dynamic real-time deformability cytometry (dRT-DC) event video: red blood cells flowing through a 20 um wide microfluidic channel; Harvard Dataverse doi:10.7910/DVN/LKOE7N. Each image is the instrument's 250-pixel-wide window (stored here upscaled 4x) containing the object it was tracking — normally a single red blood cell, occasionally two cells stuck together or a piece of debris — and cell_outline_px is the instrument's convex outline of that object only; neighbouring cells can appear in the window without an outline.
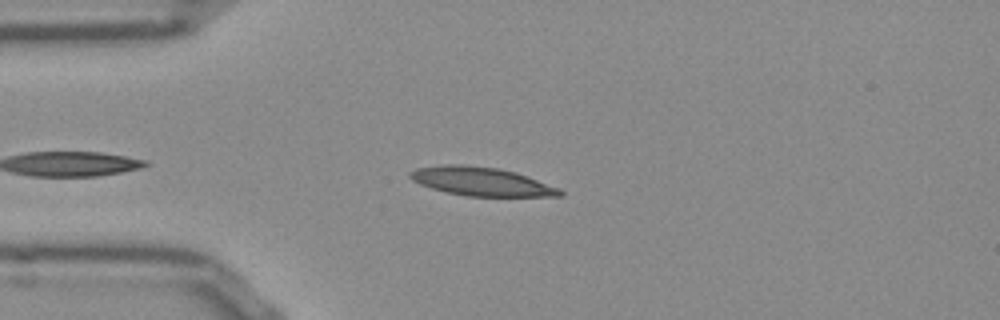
{"species": "Egyptian fruit bat (a non-hibernating species)", "species_latin": "Rousettus aegyptiacus", "temperature_condition": "room temperature", "stored_images_in_passage": 43, "camera_frame_rate_fps": 3000, "um_per_image_px": 0.085, "frame": {"image": 1, "passage_image": 7, "time_ms": 2.0, "image_size_px": [1000, 320], "cell_outline_px": [[564, 196], [468, 196], [448, 192], [432, 188], [420, 184], [412, 180], [408, 176], [408, 172], [416, 168], [444, 164], [464, 164], [500, 168], [516, 172], [560, 188], [564, 192]], "centroid_in_image_um": [40.92, 15.41], "position_along_channel_um": 44.1, "area_um2": 25.09}}
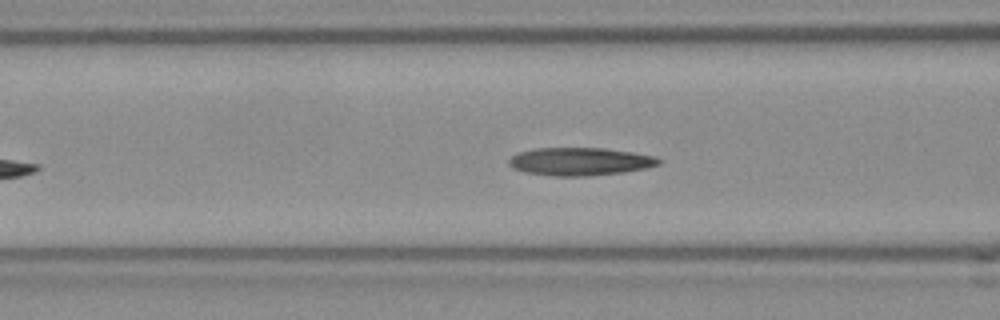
{"frame": {"image": 2, "passage_image": 14, "time_ms": 4.333, "image_size_px": [1000, 320], "cell_outline_px": [[660, 164], [644, 168], [624, 172], [588, 176], [556, 176], [524, 172], [512, 168], [508, 164], [508, 160], [512, 156], [520, 152], [536, 148], [604, 148], [632, 152], [652, 156], [660, 160]], "centroid_in_image_um": [49.26, 13.73], "position_along_channel_um": 117.3, "area_um2": 24.22}}
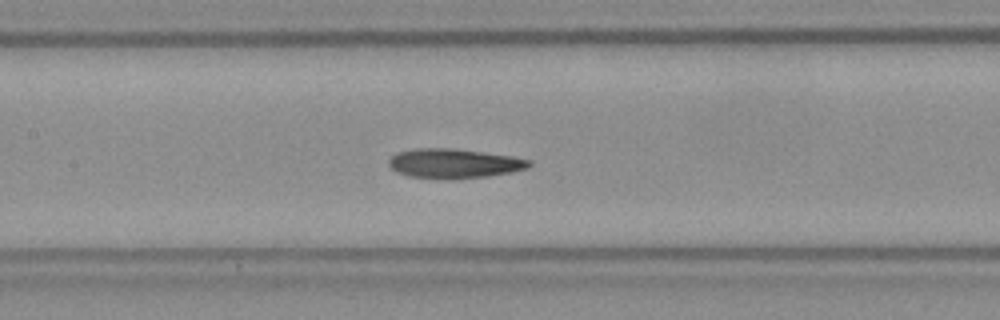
{"frame": {"image": 3, "passage_image": 18, "time_ms": 5.667, "image_size_px": [1000, 320], "cell_outline_px": [[532, 164], [528, 168], [512, 172], [488, 176], [456, 180], [452, 180], [408, 176], [396, 172], [388, 164], [388, 160], [396, 152], [416, 148], [452, 148], [512, 156], [532, 160]], "centroid_in_image_um": [38.59, 13.9], "position_along_channel_um": 168.8, "area_um2": 24.45}, "authors_computed_cell_mechanics": {"area_um2": 23.5824, "velocity_mm_per_s": 3.8364, "shape_relaxation_time_tau1_ms": 3.9091, "shape_relaxation_time_tau2_ms": 2.9926, "deformation_change_tau1": 0.1589, "deformation_change_tau2": 0.1145}}